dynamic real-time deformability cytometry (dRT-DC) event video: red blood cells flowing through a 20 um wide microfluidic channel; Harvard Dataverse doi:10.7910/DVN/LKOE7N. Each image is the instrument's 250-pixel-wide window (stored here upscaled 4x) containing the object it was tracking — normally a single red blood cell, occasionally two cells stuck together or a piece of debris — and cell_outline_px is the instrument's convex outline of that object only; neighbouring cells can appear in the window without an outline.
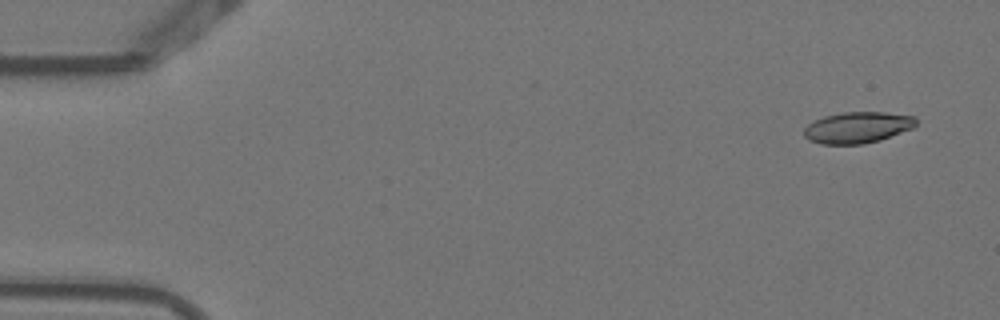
{"species": "Egyptian fruit bat (a non-hibernating species)", "species_latin": "Rousettus aegyptiacus", "temperature_condition": "warm", "stored_images_in_passage": 4, "camera_frame_rate_fps": 3000, "um_per_image_px": 0.085, "animal": {"sex": "female"}, "frame": {"image": 1, "passage_image": 1, "time_ms": 0.0, "image_size_px": [1000, 320], "cell_outline_px": [[916, 124], [912, 128], [880, 140], [864, 144], [820, 144], [808, 140], [804, 136], [804, 128], [808, 124], [824, 116], [844, 112], [884, 112], [916, 116]], "centroid_in_image_um": [72.88, 10.84], "position_along_channel_um": 12.1, "area_um2": 20.4}}
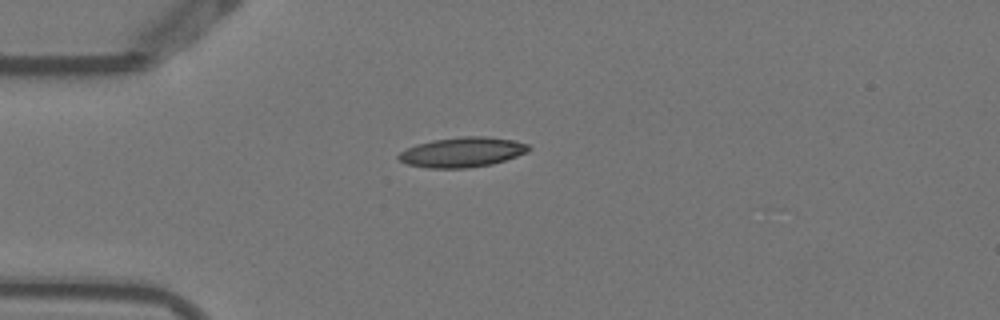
{"frame": {"image": 2, "passage_image": 4, "time_ms": 1.0, "image_size_px": [1000, 320], "cell_outline_px": [[532, 148], [528, 152], [492, 164], [464, 168], [428, 168], [408, 164], [400, 160], [396, 156], [400, 152], [416, 144], [432, 140], [460, 136], [484, 136], [512, 140], [528, 144]], "centroid_in_image_um": [39.29, 12.93], "position_along_channel_um": 45.7, "area_um2": 22.6}}